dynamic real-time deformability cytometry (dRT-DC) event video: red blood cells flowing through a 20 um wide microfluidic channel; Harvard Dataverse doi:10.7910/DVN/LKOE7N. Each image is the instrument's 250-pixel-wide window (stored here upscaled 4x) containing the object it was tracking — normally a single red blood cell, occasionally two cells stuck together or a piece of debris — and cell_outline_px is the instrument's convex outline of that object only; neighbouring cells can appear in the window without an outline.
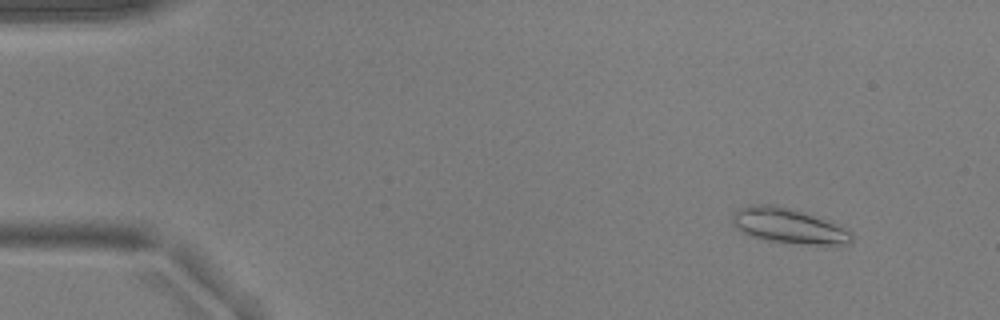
{"species": "common noctule bat (a hibernating species)", "species_latin": "Nyctalus noctula", "temperature_condition": "warm", "stored_images_in_passage": 55, "camera_frame_rate_fps": 3000, "um_per_image_px": 0.085, "animal": {"sex": "male", "body_mass_g": 17.9, "forearm_length_mm": 54.2}, "frame": {"image": 1, "passage_image": 6, "time_ms": 1.667, "image_size_px": [1000, 320], "cell_outline_px": [[856, 236], [848, 244], [812, 244], [764, 240], [748, 236], [736, 228], [732, 224], [732, 216], [740, 208], [752, 204], [776, 204], [832, 220], [848, 228]], "centroid_in_image_um": [67.08, 19.18], "position_along_channel_um": 17.9, "area_um2": 24.85}}
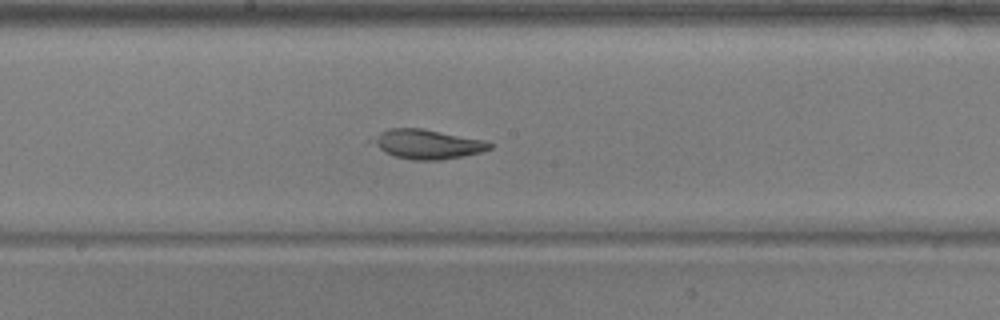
{"frame": {"image": 2, "passage_image": 30, "time_ms": 9.667, "image_size_px": [1000, 320], "cell_outline_px": [[492, 148], [480, 152], [464, 156], [440, 160], [412, 160], [396, 156], [384, 152], [364, 144], [368, 140], [380, 132], [388, 128], [420, 128], [484, 140], [492, 144]], "centroid_in_image_um": [36.19, 12.25], "position_along_channel_um": 212.0, "area_um2": 20.4}}
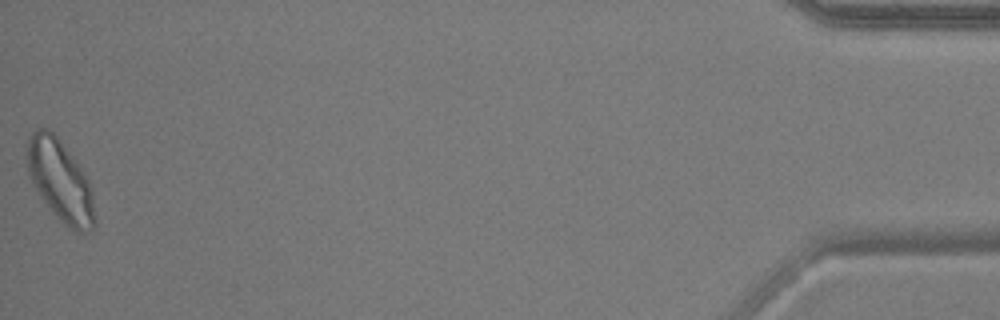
{"frame": {"image": 3, "passage_image": 55, "time_ms": 18.0, "image_size_px": [1000, 320], "cell_outline_px": [[96, 224], [88, 232], [76, 232], [64, 224], [52, 212], [40, 196], [28, 176], [28, 140], [32, 132], [36, 128], [48, 128], [56, 136], [76, 160], [84, 172], [88, 180], [92, 192], [96, 220]], "centroid_in_image_um": [5.14, 15.39], "position_along_channel_um": 430.1, "area_um2": 31.96}}